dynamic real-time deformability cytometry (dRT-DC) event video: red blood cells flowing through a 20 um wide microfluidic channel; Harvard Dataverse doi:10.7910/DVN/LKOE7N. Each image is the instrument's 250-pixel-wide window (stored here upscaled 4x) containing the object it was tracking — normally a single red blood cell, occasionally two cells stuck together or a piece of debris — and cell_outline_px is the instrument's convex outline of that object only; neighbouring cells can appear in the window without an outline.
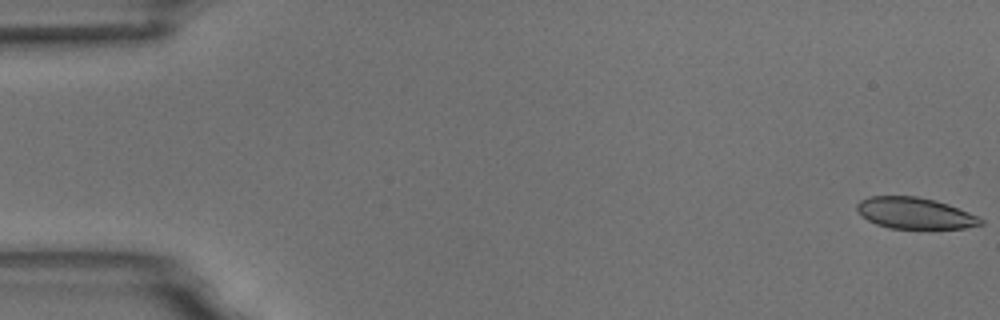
{"species": "common noctule bat (a hibernating species)", "species_latin": "Nyctalus noctula", "temperature_condition": "room temperature", "stored_images_in_passage": 5, "camera_frame_rate_fps": 3000, "um_per_image_px": 0.085, "animal": {"sex": "male", "body_mass_g": 18.8}, "frame": {"image": 1, "passage_image": 1, "time_ms": 0.0, "image_size_px": [1000, 320], "cell_outline_px": [[984, 224], [964, 228], [888, 228], [876, 224], [868, 220], [856, 212], [856, 204], [860, 200], [872, 196], [916, 196], [936, 200], [948, 204], [980, 216], [984, 220]], "centroid_in_image_um": [77.77, 18.11], "position_along_channel_um": 7.2, "area_um2": 22.72}}
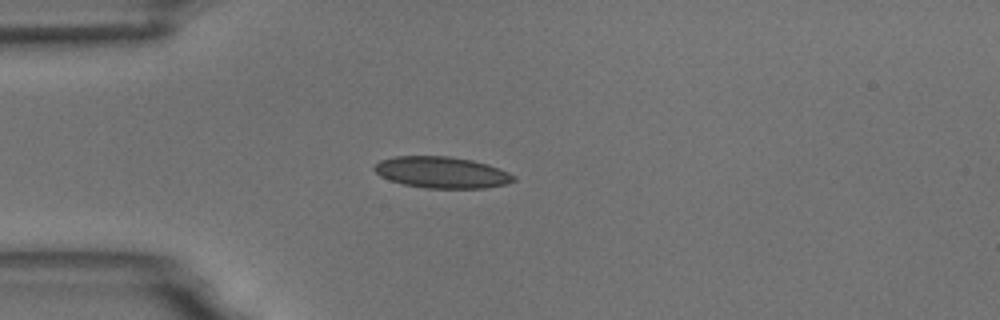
{"frame": {"image": 2, "passage_image": 5, "time_ms": 4.667, "image_size_px": [1000, 320], "cell_outline_px": [[516, 180], [508, 184], [484, 188], [424, 188], [404, 184], [388, 180], [380, 176], [372, 168], [380, 160], [396, 156], [448, 156], [472, 160], [488, 164], [508, 172], [516, 176]], "centroid_in_image_um": [37.56, 14.66], "position_along_channel_um": 47.4, "area_um2": 25.61}}